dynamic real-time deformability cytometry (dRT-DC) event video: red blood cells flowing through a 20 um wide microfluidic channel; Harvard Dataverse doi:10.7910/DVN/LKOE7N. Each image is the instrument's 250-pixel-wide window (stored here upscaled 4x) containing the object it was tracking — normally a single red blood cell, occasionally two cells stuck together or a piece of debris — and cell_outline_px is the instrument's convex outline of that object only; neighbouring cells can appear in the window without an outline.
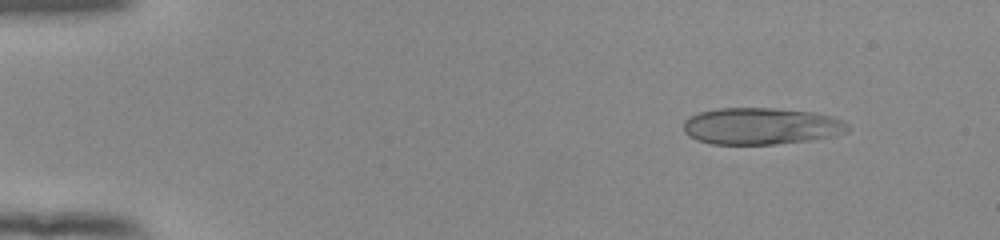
{"species": "human", "species_latin": "Homo sapiens", "temperature_condition": "room temperature", "stored_images_in_passage": 50, "camera_frame_rate_fps": 3000, "um_per_image_px": 0.085, "donor": {"sex": "female"}, "frame": {"image": 1, "passage_image": 3, "time_ms": 0.667, "image_size_px": [1000, 240], "cell_outline_px": [[848, 132], [836, 136], [812, 140], [776, 144], [712, 144], [696, 140], [688, 136], [684, 132], [684, 120], [688, 116], [700, 112], [716, 108], [772, 108], [812, 112], [832, 116], [844, 120], [848, 124]], "centroid_in_image_um": [64.7, 10.72], "position_along_channel_um": 20.3, "area_um2": 35.6}}
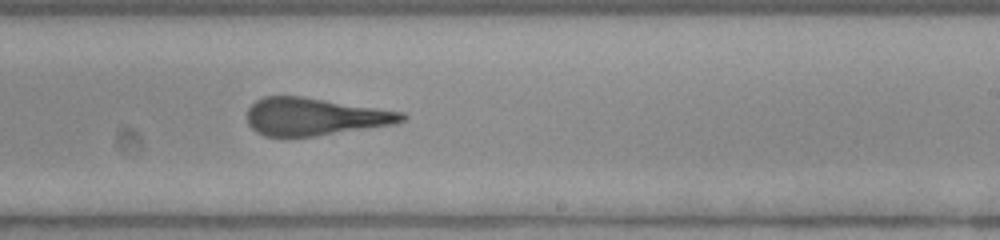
{"frame": {"image": 2, "passage_image": 30, "time_ms": 9.667, "image_size_px": [1000, 240], "cell_outline_px": [[408, 116], [404, 120], [396, 124], [316, 136], [264, 136], [256, 132], [248, 124], [248, 108], [256, 100], [264, 96], [300, 96], [404, 112]], "centroid_in_image_um": [26.76, 9.92], "position_along_channel_um": 262.2, "area_um2": 33.76}}
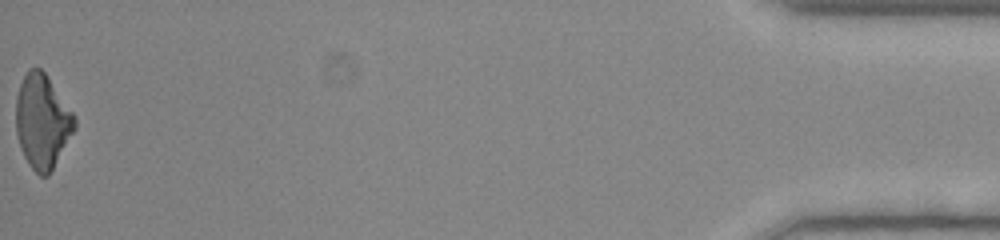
{"frame": {"image": 3, "passage_image": 50, "time_ms": 16.333, "image_size_px": [1000, 240], "cell_outline_px": [[76, 128], [48, 176], [40, 176], [28, 164], [20, 148], [16, 136], [16, 96], [20, 84], [28, 68], [40, 68], [44, 72], [72, 112], [76, 120]], "centroid_in_image_um": [3.57, 10.34], "position_along_channel_um": 431.6, "area_um2": 31.91}, "authors_computed_cell_mechanics": {"area_um2": 35.4314, "velocity_mm_per_s": 3.8995, "shape_relaxation_time_tau1_ms": null, "shape_relaxation_time_tau2_ms": 1.2349, "deformation_change_tau1": null, "deformation_change_tau2": 0.1192}}